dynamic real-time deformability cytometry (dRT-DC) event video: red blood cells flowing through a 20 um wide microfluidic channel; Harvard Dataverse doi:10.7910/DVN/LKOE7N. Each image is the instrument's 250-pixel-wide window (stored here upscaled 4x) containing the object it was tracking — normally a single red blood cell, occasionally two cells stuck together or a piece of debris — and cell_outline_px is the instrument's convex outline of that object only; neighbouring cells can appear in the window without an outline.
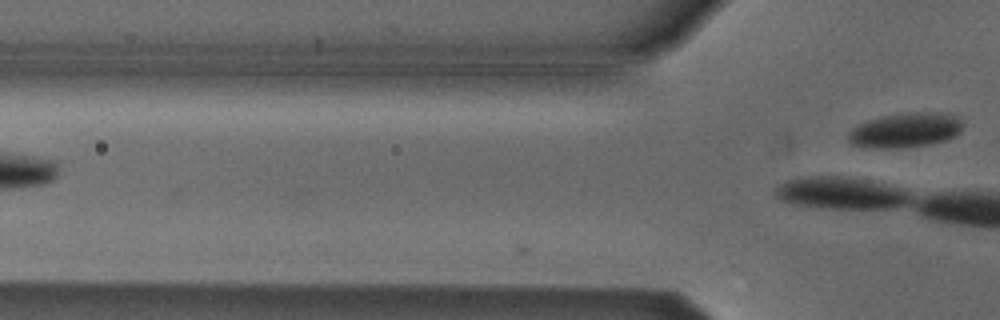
{"species": "Egyptian fruit bat (a non-hibernating species)", "species_latin": "Rousettus aegyptiacus", "temperature_condition": "cold", "stored_images_in_passage": 2, "camera_frame_rate_fps": 3000, "um_per_image_px": 0.085, "animal": {"sex": "male"}, "frame": {"image": 1, "passage_image": 2, "time_ms": 0.333, "image_size_px": [1000, 320], "cell_outline_px": [[960, 132], [956, 136], [932, 144], [896, 148], [880, 148], [852, 144], [848, 140], [848, 132], [856, 124], [880, 116], [908, 112], [948, 112], [956, 116], [960, 120]], "centroid_in_image_um": [76.95, 11.04], "position_along_channel_um": 48.8, "area_um2": 23.24}}